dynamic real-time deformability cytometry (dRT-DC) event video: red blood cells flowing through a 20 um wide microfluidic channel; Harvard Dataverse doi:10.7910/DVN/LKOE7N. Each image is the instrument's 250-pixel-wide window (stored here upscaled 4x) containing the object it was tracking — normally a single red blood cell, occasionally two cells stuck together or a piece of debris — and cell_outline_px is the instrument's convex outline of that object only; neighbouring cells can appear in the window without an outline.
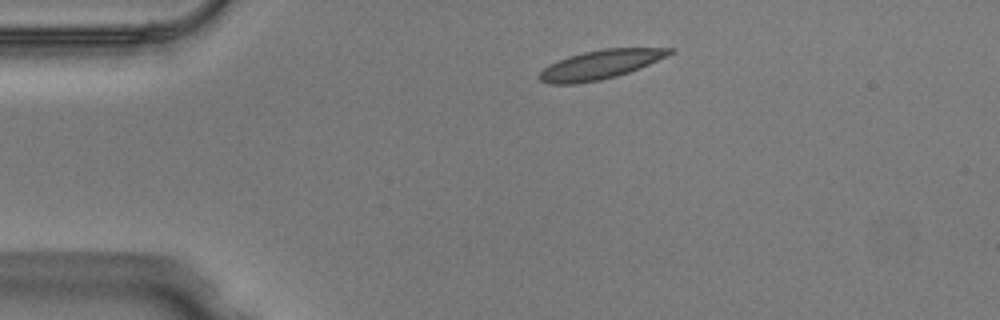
{"species": "Egyptian fruit bat (a non-hibernating species)", "species_latin": "Rousettus aegyptiacus", "temperature_condition": "warm", "stored_images_in_passage": 41, "camera_frame_rate_fps": 3000, "um_per_image_px": 0.085, "animal": {"sex": "male"}, "frame": {"image": 1, "passage_image": 1, "time_ms": 0.0, "image_size_px": [1000, 320], "cell_outline_px": [[676, 52], [668, 56], [628, 72], [616, 76], [600, 80], [576, 84], [548, 84], [540, 80], [536, 76], [548, 64], [568, 56], [584, 52], [604, 48], [676, 48]], "centroid_in_image_um": [51.01, 5.49], "position_along_channel_um": 34.0, "area_um2": 22.08}}
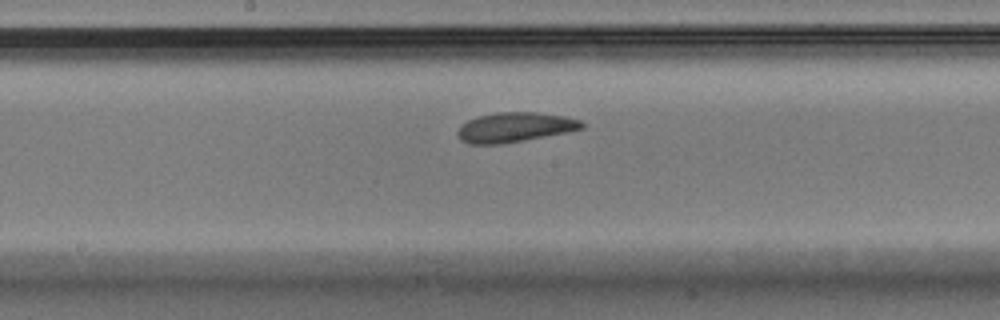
{"frame": {"image": 2, "passage_image": 17, "time_ms": 5.333, "image_size_px": [1000, 320], "cell_outline_px": [[584, 128], [568, 132], [524, 140], [500, 144], [468, 144], [460, 140], [456, 132], [460, 124], [476, 116], [496, 112], [536, 112], [564, 116], [580, 120], [584, 124]], "centroid_in_image_um": [43.71, 10.81], "position_along_channel_um": 204.5, "area_um2": 21.68}}
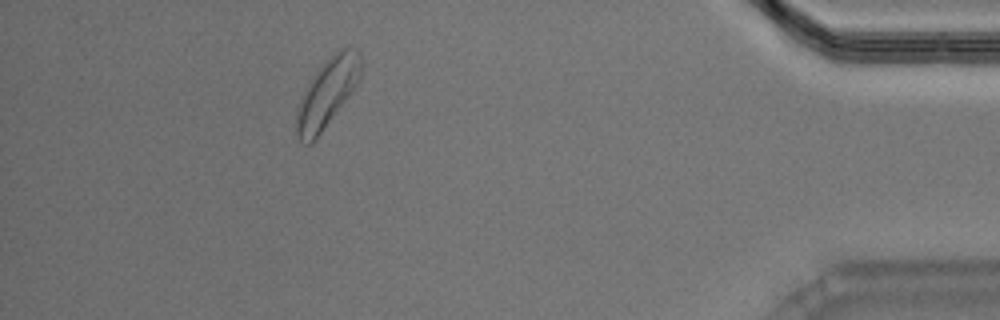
{"frame": {"image": 3, "passage_image": 36, "time_ms": 11.667, "image_size_px": [1000, 320], "cell_outline_px": [[360, 80], [348, 96], [320, 132], [308, 144], [304, 144], [296, 136], [296, 108], [312, 76], [336, 48], [344, 44], [356, 48], [360, 52]], "centroid_in_image_um": [27.82, 7.79], "position_along_channel_um": 407.4, "area_um2": 25.43}, "authors_computed_cell_mechanics": {"area_um2": 21.7906, "velocity_mm_per_s": 4.0112, "shape_relaxation_time_tau1_ms": 2.57, "shape_relaxation_time_tau2_ms": 1.7385, "deformation_change_tau1": 0.1121, "deformation_change_tau2": 0.0837}}